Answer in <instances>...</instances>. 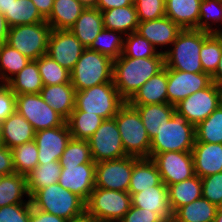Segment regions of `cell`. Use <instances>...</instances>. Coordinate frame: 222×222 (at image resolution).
Segmentation results:
<instances>
[{"label":"cell","mask_w":222,"mask_h":222,"mask_svg":"<svg viewBox=\"0 0 222 222\" xmlns=\"http://www.w3.org/2000/svg\"><path fill=\"white\" fill-rule=\"evenodd\" d=\"M165 67L164 54L154 57L119 56L113 62V83L121 98L128 102L138 89Z\"/></svg>","instance_id":"6da1fadb"},{"label":"cell","mask_w":222,"mask_h":222,"mask_svg":"<svg viewBox=\"0 0 222 222\" xmlns=\"http://www.w3.org/2000/svg\"><path fill=\"white\" fill-rule=\"evenodd\" d=\"M210 32L183 29L172 43V48L163 51L165 67L183 72L203 73L200 50Z\"/></svg>","instance_id":"7a4b0ae2"},{"label":"cell","mask_w":222,"mask_h":222,"mask_svg":"<svg viewBox=\"0 0 222 222\" xmlns=\"http://www.w3.org/2000/svg\"><path fill=\"white\" fill-rule=\"evenodd\" d=\"M34 208L51 213L65 220H73L85 214V202L59 183L38 190L31 198Z\"/></svg>","instance_id":"3957f363"},{"label":"cell","mask_w":222,"mask_h":222,"mask_svg":"<svg viewBox=\"0 0 222 222\" xmlns=\"http://www.w3.org/2000/svg\"><path fill=\"white\" fill-rule=\"evenodd\" d=\"M113 118L116 120L126 154L149 158L151 140L138 110L125 102Z\"/></svg>","instance_id":"277c9868"},{"label":"cell","mask_w":222,"mask_h":222,"mask_svg":"<svg viewBox=\"0 0 222 222\" xmlns=\"http://www.w3.org/2000/svg\"><path fill=\"white\" fill-rule=\"evenodd\" d=\"M113 62L109 56L85 48L71 73V84L76 91L113 81Z\"/></svg>","instance_id":"5b68a950"},{"label":"cell","mask_w":222,"mask_h":222,"mask_svg":"<svg viewBox=\"0 0 222 222\" xmlns=\"http://www.w3.org/2000/svg\"><path fill=\"white\" fill-rule=\"evenodd\" d=\"M195 140V126L175 112L151 139L149 158L169 151H192Z\"/></svg>","instance_id":"8992f818"},{"label":"cell","mask_w":222,"mask_h":222,"mask_svg":"<svg viewBox=\"0 0 222 222\" xmlns=\"http://www.w3.org/2000/svg\"><path fill=\"white\" fill-rule=\"evenodd\" d=\"M131 205L128 192L95 187L85 202V214L96 221L119 222Z\"/></svg>","instance_id":"52a82bcc"},{"label":"cell","mask_w":222,"mask_h":222,"mask_svg":"<svg viewBox=\"0 0 222 222\" xmlns=\"http://www.w3.org/2000/svg\"><path fill=\"white\" fill-rule=\"evenodd\" d=\"M125 103L114 86L113 81L76 91L75 109L95 113L104 120L112 119Z\"/></svg>","instance_id":"ba28073f"},{"label":"cell","mask_w":222,"mask_h":222,"mask_svg":"<svg viewBox=\"0 0 222 222\" xmlns=\"http://www.w3.org/2000/svg\"><path fill=\"white\" fill-rule=\"evenodd\" d=\"M51 30L46 21L13 26L8 30L6 44L30 60H36L46 55Z\"/></svg>","instance_id":"9c48e42d"},{"label":"cell","mask_w":222,"mask_h":222,"mask_svg":"<svg viewBox=\"0 0 222 222\" xmlns=\"http://www.w3.org/2000/svg\"><path fill=\"white\" fill-rule=\"evenodd\" d=\"M15 107L16 112L32 125L35 132L66 123V120L43 100L40 93L16 95Z\"/></svg>","instance_id":"30bf717a"},{"label":"cell","mask_w":222,"mask_h":222,"mask_svg":"<svg viewBox=\"0 0 222 222\" xmlns=\"http://www.w3.org/2000/svg\"><path fill=\"white\" fill-rule=\"evenodd\" d=\"M87 141L95 163L128 156L123 148L121 135L114 118L104 120Z\"/></svg>","instance_id":"8fae6325"},{"label":"cell","mask_w":222,"mask_h":222,"mask_svg":"<svg viewBox=\"0 0 222 222\" xmlns=\"http://www.w3.org/2000/svg\"><path fill=\"white\" fill-rule=\"evenodd\" d=\"M219 106V87L213 82L175 105V112L195 127Z\"/></svg>","instance_id":"7c38bea8"},{"label":"cell","mask_w":222,"mask_h":222,"mask_svg":"<svg viewBox=\"0 0 222 222\" xmlns=\"http://www.w3.org/2000/svg\"><path fill=\"white\" fill-rule=\"evenodd\" d=\"M151 159L156 164L162 182L166 186L195 176L191 151L157 153Z\"/></svg>","instance_id":"4fadbf2b"},{"label":"cell","mask_w":222,"mask_h":222,"mask_svg":"<svg viewBox=\"0 0 222 222\" xmlns=\"http://www.w3.org/2000/svg\"><path fill=\"white\" fill-rule=\"evenodd\" d=\"M133 156L96 163L95 187L128 192Z\"/></svg>","instance_id":"5bb4252c"},{"label":"cell","mask_w":222,"mask_h":222,"mask_svg":"<svg viewBox=\"0 0 222 222\" xmlns=\"http://www.w3.org/2000/svg\"><path fill=\"white\" fill-rule=\"evenodd\" d=\"M85 47L69 30L52 29L48 39L47 53L60 66L71 71L82 55Z\"/></svg>","instance_id":"9a60e30c"},{"label":"cell","mask_w":222,"mask_h":222,"mask_svg":"<svg viewBox=\"0 0 222 222\" xmlns=\"http://www.w3.org/2000/svg\"><path fill=\"white\" fill-rule=\"evenodd\" d=\"M212 83L208 73L183 72L167 68L168 104L176 105L198 90L208 87Z\"/></svg>","instance_id":"2e32d148"},{"label":"cell","mask_w":222,"mask_h":222,"mask_svg":"<svg viewBox=\"0 0 222 222\" xmlns=\"http://www.w3.org/2000/svg\"><path fill=\"white\" fill-rule=\"evenodd\" d=\"M71 138L67 123L35 132L34 141L38 148V165L59 161Z\"/></svg>","instance_id":"e0dca14e"},{"label":"cell","mask_w":222,"mask_h":222,"mask_svg":"<svg viewBox=\"0 0 222 222\" xmlns=\"http://www.w3.org/2000/svg\"><path fill=\"white\" fill-rule=\"evenodd\" d=\"M96 163L64 166L58 183L64 189L76 194L84 202L95 188Z\"/></svg>","instance_id":"ac0fdd59"},{"label":"cell","mask_w":222,"mask_h":222,"mask_svg":"<svg viewBox=\"0 0 222 222\" xmlns=\"http://www.w3.org/2000/svg\"><path fill=\"white\" fill-rule=\"evenodd\" d=\"M182 30L170 18L163 16L158 19L140 22L137 32L147 39L157 51L160 46V53L163 54L162 48L170 47Z\"/></svg>","instance_id":"d6986e66"},{"label":"cell","mask_w":222,"mask_h":222,"mask_svg":"<svg viewBox=\"0 0 222 222\" xmlns=\"http://www.w3.org/2000/svg\"><path fill=\"white\" fill-rule=\"evenodd\" d=\"M191 153L195 175L203 178L222 172V144L195 142Z\"/></svg>","instance_id":"ffe728a7"},{"label":"cell","mask_w":222,"mask_h":222,"mask_svg":"<svg viewBox=\"0 0 222 222\" xmlns=\"http://www.w3.org/2000/svg\"><path fill=\"white\" fill-rule=\"evenodd\" d=\"M2 144L9 149L33 141L35 130L32 125L16 111L0 123Z\"/></svg>","instance_id":"44dd1931"},{"label":"cell","mask_w":222,"mask_h":222,"mask_svg":"<svg viewBox=\"0 0 222 222\" xmlns=\"http://www.w3.org/2000/svg\"><path fill=\"white\" fill-rule=\"evenodd\" d=\"M132 206L159 213L165 220L172 221L173 213L168 203L166 185H157L131 196Z\"/></svg>","instance_id":"7402d4cb"},{"label":"cell","mask_w":222,"mask_h":222,"mask_svg":"<svg viewBox=\"0 0 222 222\" xmlns=\"http://www.w3.org/2000/svg\"><path fill=\"white\" fill-rule=\"evenodd\" d=\"M165 185L160 173L151 158H137L133 156V170L130 178L128 193L132 196L147 188Z\"/></svg>","instance_id":"603a6c76"},{"label":"cell","mask_w":222,"mask_h":222,"mask_svg":"<svg viewBox=\"0 0 222 222\" xmlns=\"http://www.w3.org/2000/svg\"><path fill=\"white\" fill-rule=\"evenodd\" d=\"M40 95L65 120L75 109L76 90L71 82L43 86Z\"/></svg>","instance_id":"cb8c5ba5"},{"label":"cell","mask_w":222,"mask_h":222,"mask_svg":"<svg viewBox=\"0 0 222 222\" xmlns=\"http://www.w3.org/2000/svg\"><path fill=\"white\" fill-rule=\"evenodd\" d=\"M130 105H149L168 103L167 68L145 82L128 101Z\"/></svg>","instance_id":"d4e9b609"},{"label":"cell","mask_w":222,"mask_h":222,"mask_svg":"<svg viewBox=\"0 0 222 222\" xmlns=\"http://www.w3.org/2000/svg\"><path fill=\"white\" fill-rule=\"evenodd\" d=\"M202 0H165V16L182 29H197Z\"/></svg>","instance_id":"484cf974"},{"label":"cell","mask_w":222,"mask_h":222,"mask_svg":"<svg viewBox=\"0 0 222 222\" xmlns=\"http://www.w3.org/2000/svg\"><path fill=\"white\" fill-rule=\"evenodd\" d=\"M103 28L101 11L95 7H86L69 30L85 48H89Z\"/></svg>","instance_id":"4316f807"},{"label":"cell","mask_w":222,"mask_h":222,"mask_svg":"<svg viewBox=\"0 0 222 222\" xmlns=\"http://www.w3.org/2000/svg\"><path fill=\"white\" fill-rule=\"evenodd\" d=\"M105 29L121 32L123 35L137 31L140 23L134 3L120 8L102 11Z\"/></svg>","instance_id":"83f0119b"},{"label":"cell","mask_w":222,"mask_h":222,"mask_svg":"<svg viewBox=\"0 0 222 222\" xmlns=\"http://www.w3.org/2000/svg\"><path fill=\"white\" fill-rule=\"evenodd\" d=\"M86 7L79 0H54L53 8L46 22L51 29H70Z\"/></svg>","instance_id":"f1b7e54d"},{"label":"cell","mask_w":222,"mask_h":222,"mask_svg":"<svg viewBox=\"0 0 222 222\" xmlns=\"http://www.w3.org/2000/svg\"><path fill=\"white\" fill-rule=\"evenodd\" d=\"M168 203L172 213L178 208L202 197V180L195 175L189 179L168 185Z\"/></svg>","instance_id":"f546056e"},{"label":"cell","mask_w":222,"mask_h":222,"mask_svg":"<svg viewBox=\"0 0 222 222\" xmlns=\"http://www.w3.org/2000/svg\"><path fill=\"white\" fill-rule=\"evenodd\" d=\"M12 204H31L26 176L16 172L3 175L0 181V208Z\"/></svg>","instance_id":"4dcf8cb0"},{"label":"cell","mask_w":222,"mask_h":222,"mask_svg":"<svg viewBox=\"0 0 222 222\" xmlns=\"http://www.w3.org/2000/svg\"><path fill=\"white\" fill-rule=\"evenodd\" d=\"M131 106L138 110L150 140L175 113V106L168 103Z\"/></svg>","instance_id":"1f68e13d"},{"label":"cell","mask_w":222,"mask_h":222,"mask_svg":"<svg viewBox=\"0 0 222 222\" xmlns=\"http://www.w3.org/2000/svg\"><path fill=\"white\" fill-rule=\"evenodd\" d=\"M218 207L201 197L181 206L173 213L172 222H214Z\"/></svg>","instance_id":"d6a6232c"},{"label":"cell","mask_w":222,"mask_h":222,"mask_svg":"<svg viewBox=\"0 0 222 222\" xmlns=\"http://www.w3.org/2000/svg\"><path fill=\"white\" fill-rule=\"evenodd\" d=\"M6 84L15 95L40 93L43 88V83L37 62L35 60H31Z\"/></svg>","instance_id":"836d02e7"},{"label":"cell","mask_w":222,"mask_h":222,"mask_svg":"<svg viewBox=\"0 0 222 222\" xmlns=\"http://www.w3.org/2000/svg\"><path fill=\"white\" fill-rule=\"evenodd\" d=\"M4 16L9 28L46 21L31 0H10L8 11H5Z\"/></svg>","instance_id":"e575fe53"},{"label":"cell","mask_w":222,"mask_h":222,"mask_svg":"<svg viewBox=\"0 0 222 222\" xmlns=\"http://www.w3.org/2000/svg\"><path fill=\"white\" fill-rule=\"evenodd\" d=\"M61 169L62 167L59 161H52L37 165L29 174H27V189L30 198L38 190L58 183Z\"/></svg>","instance_id":"d590c367"},{"label":"cell","mask_w":222,"mask_h":222,"mask_svg":"<svg viewBox=\"0 0 222 222\" xmlns=\"http://www.w3.org/2000/svg\"><path fill=\"white\" fill-rule=\"evenodd\" d=\"M104 121L102 117L84 111H72L66 120L72 138L88 140Z\"/></svg>","instance_id":"8d00e7d4"},{"label":"cell","mask_w":222,"mask_h":222,"mask_svg":"<svg viewBox=\"0 0 222 222\" xmlns=\"http://www.w3.org/2000/svg\"><path fill=\"white\" fill-rule=\"evenodd\" d=\"M31 60L6 43L0 45V83H7Z\"/></svg>","instance_id":"74e56055"},{"label":"cell","mask_w":222,"mask_h":222,"mask_svg":"<svg viewBox=\"0 0 222 222\" xmlns=\"http://www.w3.org/2000/svg\"><path fill=\"white\" fill-rule=\"evenodd\" d=\"M195 142L222 144V107L219 105L195 127Z\"/></svg>","instance_id":"f35d334b"},{"label":"cell","mask_w":222,"mask_h":222,"mask_svg":"<svg viewBox=\"0 0 222 222\" xmlns=\"http://www.w3.org/2000/svg\"><path fill=\"white\" fill-rule=\"evenodd\" d=\"M124 36L121 32L103 28L91 43L89 49L95 50L115 60L122 54Z\"/></svg>","instance_id":"ab89813d"},{"label":"cell","mask_w":222,"mask_h":222,"mask_svg":"<svg viewBox=\"0 0 222 222\" xmlns=\"http://www.w3.org/2000/svg\"><path fill=\"white\" fill-rule=\"evenodd\" d=\"M41 75L43 86L57 85L71 82V73L68 69L60 66L48 55H43L35 60Z\"/></svg>","instance_id":"60d3db41"},{"label":"cell","mask_w":222,"mask_h":222,"mask_svg":"<svg viewBox=\"0 0 222 222\" xmlns=\"http://www.w3.org/2000/svg\"><path fill=\"white\" fill-rule=\"evenodd\" d=\"M222 54V35L211 33L203 42L200 50V61L203 71L212 76L217 69Z\"/></svg>","instance_id":"b9f144b4"},{"label":"cell","mask_w":222,"mask_h":222,"mask_svg":"<svg viewBox=\"0 0 222 222\" xmlns=\"http://www.w3.org/2000/svg\"><path fill=\"white\" fill-rule=\"evenodd\" d=\"M11 150L16 173L27 176L38 165V148L34 140Z\"/></svg>","instance_id":"7bdbcfd3"},{"label":"cell","mask_w":222,"mask_h":222,"mask_svg":"<svg viewBox=\"0 0 222 222\" xmlns=\"http://www.w3.org/2000/svg\"><path fill=\"white\" fill-rule=\"evenodd\" d=\"M220 24L221 28L217 25ZM222 0H202L200 3V14L198 30L210 33H220L222 31ZM216 24L217 28L214 26Z\"/></svg>","instance_id":"ee69618b"},{"label":"cell","mask_w":222,"mask_h":222,"mask_svg":"<svg viewBox=\"0 0 222 222\" xmlns=\"http://www.w3.org/2000/svg\"><path fill=\"white\" fill-rule=\"evenodd\" d=\"M61 167L95 163L88 141L71 138L59 160Z\"/></svg>","instance_id":"f6af8a7d"},{"label":"cell","mask_w":222,"mask_h":222,"mask_svg":"<svg viewBox=\"0 0 222 222\" xmlns=\"http://www.w3.org/2000/svg\"><path fill=\"white\" fill-rule=\"evenodd\" d=\"M158 52L153 45L137 31L124 37L123 51L120 56L131 58L154 57Z\"/></svg>","instance_id":"bcb514c9"},{"label":"cell","mask_w":222,"mask_h":222,"mask_svg":"<svg viewBox=\"0 0 222 222\" xmlns=\"http://www.w3.org/2000/svg\"><path fill=\"white\" fill-rule=\"evenodd\" d=\"M140 22L165 16V0H133Z\"/></svg>","instance_id":"7dc6e473"},{"label":"cell","mask_w":222,"mask_h":222,"mask_svg":"<svg viewBox=\"0 0 222 222\" xmlns=\"http://www.w3.org/2000/svg\"><path fill=\"white\" fill-rule=\"evenodd\" d=\"M202 197L219 207L222 202V172L201 178Z\"/></svg>","instance_id":"c3c4849f"},{"label":"cell","mask_w":222,"mask_h":222,"mask_svg":"<svg viewBox=\"0 0 222 222\" xmlns=\"http://www.w3.org/2000/svg\"><path fill=\"white\" fill-rule=\"evenodd\" d=\"M32 204H12L0 208V222H29Z\"/></svg>","instance_id":"681fc988"},{"label":"cell","mask_w":222,"mask_h":222,"mask_svg":"<svg viewBox=\"0 0 222 222\" xmlns=\"http://www.w3.org/2000/svg\"><path fill=\"white\" fill-rule=\"evenodd\" d=\"M16 95L6 83H0V123L16 111Z\"/></svg>","instance_id":"f907efd6"},{"label":"cell","mask_w":222,"mask_h":222,"mask_svg":"<svg viewBox=\"0 0 222 222\" xmlns=\"http://www.w3.org/2000/svg\"><path fill=\"white\" fill-rule=\"evenodd\" d=\"M165 219L156 212L147 211L135 206L130 207V210L124 215L119 222H164Z\"/></svg>","instance_id":"816d5d0a"},{"label":"cell","mask_w":222,"mask_h":222,"mask_svg":"<svg viewBox=\"0 0 222 222\" xmlns=\"http://www.w3.org/2000/svg\"><path fill=\"white\" fill-rule=\"evenodd\" d=\"M15 173L12 150L2 145L0 147V175Z\"/></svg>","instance_id":"f5cc1de1"},{"label":"cell","mask_w":222,"mask_h":222,"mask_svg":"<svg viewBox=\"0 0 222 222\" xmlns=\"http://www.w3.org/2000/svg\"><path fill=\"white\" fill-rule=\"evenodd\" d=\"M64 218L58 217L51 213H47L31 207V216L29 222H66Z\"/></svg>","instance_id":"db71d44e"},{"label":"cell","mask_w":222,"mask_h":222,"mask_svg":"<svg viewBox=\"0 0 222 222\" xmlns=\"http://www.w3.org/2000/svg\"><path fill=\"white\" fill-rule=\"evenodd\" d=\"M132 4L133 0H98L95 8L102 12L112 8H120Z\"/></svg>","instance_id":"11a10c76"},{"label":"cell","mask_w":222,"mask_h":222,"mask_svg":"<svg viewBox=\"0 0 222 222\" xmlns=\"http://www.w3.org/2000/svg\"><path fill=\"white\" fill-rule=\"evenodd\" d=\"M40 14L46 19L53 8L54 0H31Z\"/></svg>","instance_id":"9f6ffc18"},{"label":"cell","mask_w":222,"mask_h":222,"mask_svg":"<svg viewBox=\"0 0 222 222\" xmlns=\"http://www.w3.org/2000/svg\"><path fill=\"white\" fill-rule=\"evenodd\" d=\"M9 27L7 25L5 16L0 12V45L6 43Z\"/></svg>","instance_id":"6f0895ef"},{"label":"cell","mask_w":222,"mask_h":222,"mask_svg":"<svg viewBox=\"0 0 222 222\" xmlns=\"http://www.w3.org/2000/svg\"><path fill=\"white\" fill-rule=\"evenodd\" d=\"M212 82L218 87L222 86V54L216 72L211 76Z\"/></svg>","instance_id":"680465c9"},{"label":"cell","mask_w":222,"mask_h":222,"mask_svg":"<svg viewBox=\"0 0 222 222\" xmlns=\"http://www.w3.org/2000/svg\"><path fill=\"white\" fill-rule=\"evenodd\" d=\"M10 0H0V12L5 14V11H8Z\"/></svg>","instance_id":"91938a15"},{"label":"cell","mask_w":222,"mask_h":222,"mask_svg":"<svg viewBox=\"0 0 222 222\" xmlns=\"http://www.w3.org/2000/svg\"><path fill=\"white\" fill-rule=\"evenodd\" d=\"M85 7H96L98 0H79Z\"/></svg>","instance_id":"94428289"},{"label":"cell","mask_w":222,"mask_h":222,"mask_svg":"<svg viewBox=\"0 0 222 222\" xmlns=\"http://www.w3.org/2000/svg\"><path fill=\"white\" fill-rule=\"evenodd\" d=\"M66 222H91V219L86 214H84L83 216L79 218L68 220Z\"/></svg>","instance_id":"6125c7cd"},{"label":"cell","mask_w":222,"mask_h":222,"mask_svg":"<svg viewBox=\"0 0 222 222\" xmlns=\"http://www.w3.org/2000/svg\"><path fill=\"white\" fill-rule=\"evenodd\" d=\"M214 222H222V210H217L216 217L214 219Z\"/></svg>","instance_id":"be15d7a7"},{"label":"cell","mask_w":222,"mask_h":222,"mask_svg":"<svg viewBox=\"0 0 222 222\" xmlns=\"http://www.w3.org/2000/svg\"><path fill=\"white\" fill-rule=\"evenodd\" d=\"M219 105L222 107V86L219 87Z\"/></svg>","instance_id":"e7e4bbea"},{"label":"cell","mask_w":222,"mask_h":222,"mask_svg":"<svg viewBox=\"0 0 222 222\" xmlns=\"http://www.w3.org/2000/svg\"><path fill=\"white\" fill-rule=\"evenodd\" d=\"M2 140H1V129H0V147L2 146Z\"/></svg>","instance_id":"03108f58"},{"label":"cell","mask_w":222,"mask_h":222,"mask_svg":"<svg viewBox=\"0 0 222 222\" xmlns=\"http://www.w3.org/2000/svg\"><path fill=\"white\" fill-rule=\"evenodd\" d=\"M218 209H219V210H222V202L220 203Z\"/></svg>","instance_id":"003e7915"},{"label":"cell","mask_w":222,"mask_h":222,"mask_svg":"<svg viewBox=\"0 0 222 222\" xmlns=\"http://www.w3.org/2000/svg\"><path fill=\"white\" fill-rule=\"evenodd\" d=\"M91 222H103V221H96V220H92V219H91Z\"/></svg>","instance_id":"a7ac6f4b"}]
</instances>
